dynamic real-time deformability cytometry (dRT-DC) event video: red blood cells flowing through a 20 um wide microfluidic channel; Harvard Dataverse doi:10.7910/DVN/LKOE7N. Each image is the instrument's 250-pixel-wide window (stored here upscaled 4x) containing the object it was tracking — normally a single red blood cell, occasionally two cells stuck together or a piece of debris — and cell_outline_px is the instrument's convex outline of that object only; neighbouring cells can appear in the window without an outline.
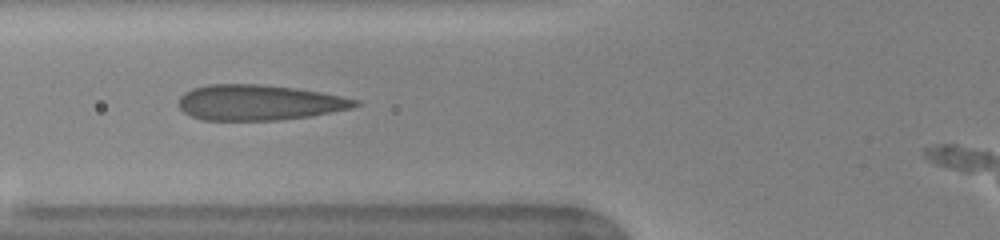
{"species": "human", "species_latin": "Homo sapiens", "temperature_condition": "warm", "stored_images_in_passage": 18, "camera_frame_rate_fps": 3000, "um_per_image_px": 0.085, "donor": {"sex": "female"}, "frame": {"image": 1, "passage_image": 6, "time_ms": 1.667, "image_size_px": [1000, 240], "cell_outline_px": [[360, 104], [352, 108], [312, 116], [276, 120], [204, 120], [192, 116], [184, 112], [180, 108], [180, 96], [184, 92], [192, 88], [208, 84], [260, 84], [292, 88], [320, 92], [360, 100]], "centroid_in_image_um": [22.01, 8.71], "position_along_channel_um": 103.8, "area_um2": 36.36}}